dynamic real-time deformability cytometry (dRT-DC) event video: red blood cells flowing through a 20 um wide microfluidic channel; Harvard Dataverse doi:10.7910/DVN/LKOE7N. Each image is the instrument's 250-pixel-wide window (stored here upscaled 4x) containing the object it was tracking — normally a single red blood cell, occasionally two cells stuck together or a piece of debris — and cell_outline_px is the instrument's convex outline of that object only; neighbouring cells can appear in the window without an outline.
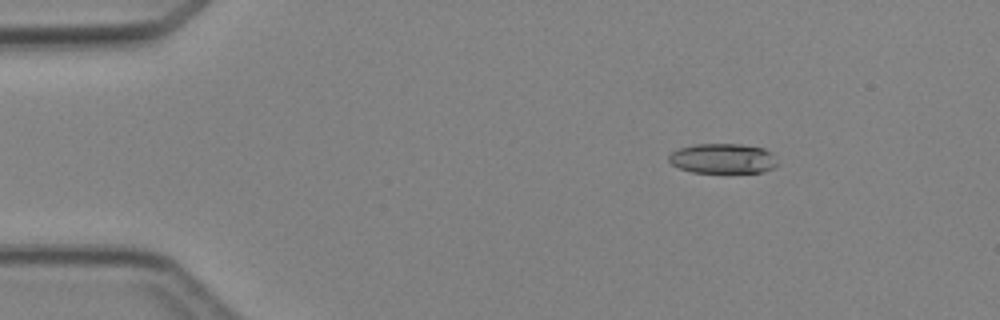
{"species": "Egyptian fruit bat (a non-hibernating species)", "species_latin": "Rousettus aegyptiacus", "temperature_condition": "cold", "stored_images_in_passage": 5, "camera_frame_rate_fps": 3000, "um_per_image_px": 0.085, "animal": {"sex": "female"}, "frame": {"image": 1, "passage_image": 3, "time_ms": 2.333, "image_size_px": [1000, 320], "cell_outline_px": [[780, 164], [764, 172], [692, 172], [680, 168], [672, 164], [668, 160], [668, 156], [672, 152], [680, 148], [696, 144], [740, 144], [764, 148], [772, 152]], "centroid_in_image_um": [61.49, 13.47], "position_along_channel_um": 23.5, "area_um2": 19.02}}
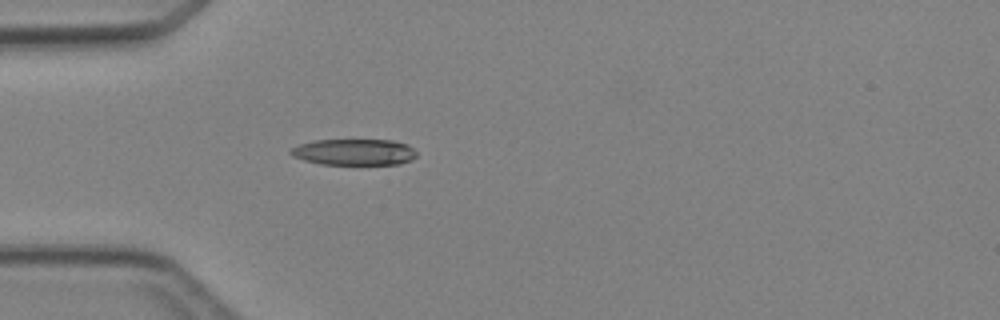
{"frame": {"image": 2, "passage_image": 5, "time_ms": 4.667, "image_size_px": [1000, 320], "cell_outline_px": [[416, 156], [412, 160], [400, 164], [320, 164], [304, 160], [292, 156], [288, 152], [292, 148], [300, 144], [312, 140], [392, 140], [408, 144], [416, 152]], "centroid_in_image_um": [30.1, 12.92], "position_along_channel_um": 54.9, "area_um2": 19.31}}